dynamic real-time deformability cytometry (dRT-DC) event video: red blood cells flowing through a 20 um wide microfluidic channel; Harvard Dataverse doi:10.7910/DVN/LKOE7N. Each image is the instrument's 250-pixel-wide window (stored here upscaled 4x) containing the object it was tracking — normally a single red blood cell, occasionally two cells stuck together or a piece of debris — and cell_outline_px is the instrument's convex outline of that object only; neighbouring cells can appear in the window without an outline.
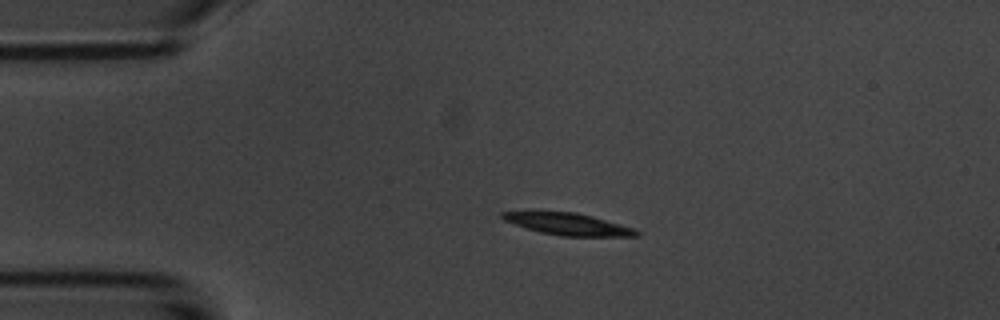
{"species": "common noctule bat (a hibernating species)", "species_latin": "Nyctalus noctula", "temperature_condition": "room temperature", "stored_images_in_passage": 43, "camera_frame_rate_fps": 3000, "um_per_image_px": 0.085, "animal": {"sex": "male", "body_mass_g": 20.1, "forearm_length_mm": 53.5}, "frame": {"image": 1, "passage_image": 1, "time_ms": 0.0, "image_size_px": [1000, 320], "cell_outline_px": [[640, 236], [560, 236], [540, 232], [504, 220], [500, 216], [500, 212], [576, 212], [592, 216], [636, 228], [640, 232]], "centroid_in_image_um": [48.37, 19.06], "position_along_channel_um": 36.6, "area_um2": 16.94}}
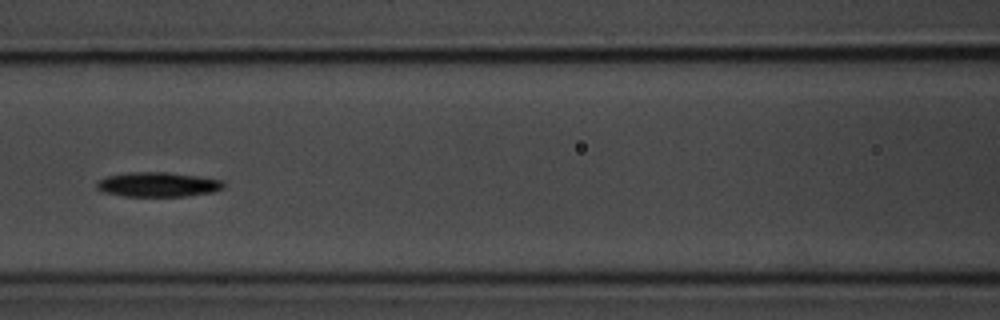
{"frame": {"image": 2, "passage_image": 13, "time_ms": 4.0, "image_size_px": [1000, 320], "cell_outline_px": [[224, 188], [212, 192], [184, 196], [124, 196], [104, 192], [96, 188], [96, 180], [108, 176], [128, 172], [164, 172], [196, 176], [224, 180]], "centroid_in_image_um": [13.4, 15.68], "position_along_channel_um": 153.2, "area_um2": 18.15}}
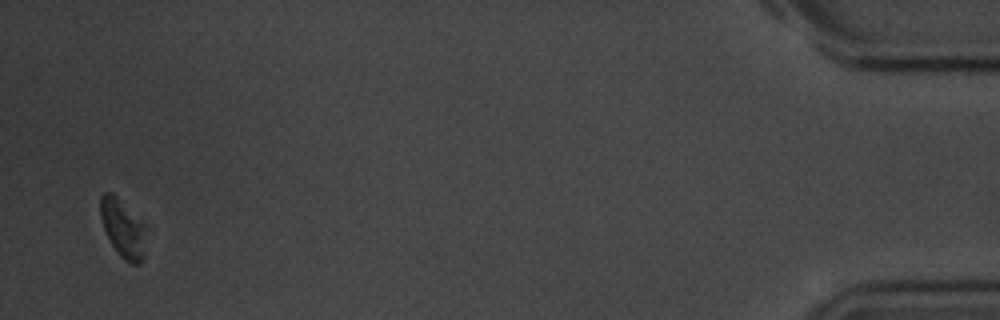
{"frame": {"image": 3, "passage_image": 42, "time_ms": 13.667, "image_size_px": [1000, 320], "cell_outline_px": [[144, 260], [140, 264], [132, 264], [124, 260], [120, 256], [112, 244], [104, 228], [100, 216], [100, 196], [104, 192], [112, 192], [144, 224]], "centroid_in_image_um": [10.43, 19.42], "position_along_channel_um": 424.8, "area_um2": 15.14}, "authors_computed_cell_mechanics": {"area_um2": 17.1088, "velocity_mm_per_s": 3.7017, "shape_relaxation_time_tau1_ms": 1.2417, "shape_relaxation_time_tau2_ms": null, "deformation_change_tau1": 0.099, "deformation_change_tau2": null}}